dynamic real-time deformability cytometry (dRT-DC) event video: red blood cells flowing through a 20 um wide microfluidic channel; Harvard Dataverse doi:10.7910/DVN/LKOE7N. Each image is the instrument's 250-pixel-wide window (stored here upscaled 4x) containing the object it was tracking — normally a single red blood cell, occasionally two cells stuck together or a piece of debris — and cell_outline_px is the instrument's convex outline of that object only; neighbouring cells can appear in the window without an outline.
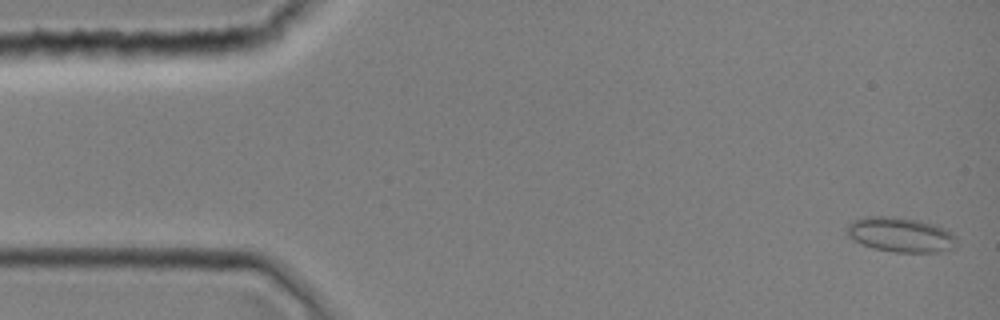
{"species": "common noctule bat (a hibernating species)", "species_latin": "Nyctalus noctula", "temperature_condition": "room temperature", "stored_images_in_passage": 8, "camera_frame_rate_fps": 3000, "um_per_image_px": 0.085, "animal": {"sex": "female", "body_mass_g": 19.0, "forearm_length_mm": 51.5}, "frame": {"image": 1, "passage_image": 1, "time_ms": 0.0, "image_size_px": [1000, 320], "cell_outline_px": [[956, 244], [952, 248], [936, 252], [896, 252], [876, 248], [864, 244], [848, 236], [844, 232], [844, 228], [852, 220], [868, 216], [892, 216], [920, 220], [936, 224], [952, 232], [956, 236]], "centroid_in_image_um": [76.54, 19.92], "position_along_channel_um": 8.5, "area_um2": 22.31}}